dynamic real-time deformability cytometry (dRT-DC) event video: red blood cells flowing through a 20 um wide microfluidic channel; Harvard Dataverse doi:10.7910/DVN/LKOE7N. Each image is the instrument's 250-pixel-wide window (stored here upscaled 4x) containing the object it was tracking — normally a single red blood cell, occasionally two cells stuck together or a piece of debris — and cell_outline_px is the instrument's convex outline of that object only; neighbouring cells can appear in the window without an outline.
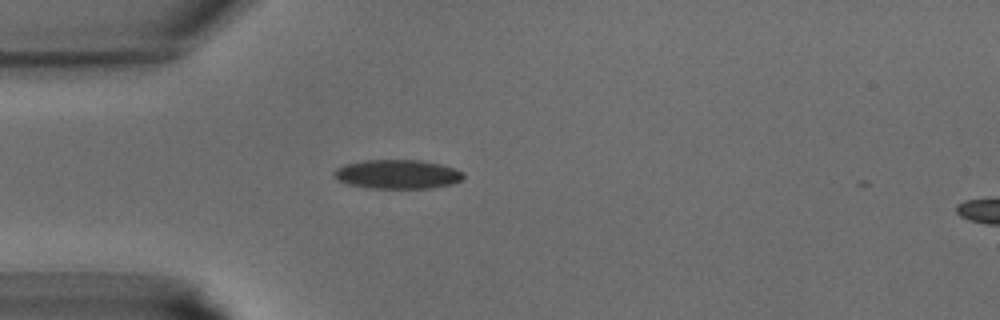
{"species": "common noctule bat (a hibernating species)", "species_latin": "Nyctalus noctula", "temperature_condition": "warm", "stored_images_in_passage": 31, "camera_frame_rate_fps": 3000, "um_per_image_px": 0.085, "animal": {"sex": "male", "body_mass_g": 15.6}, "frame": {"image": 1, "passage_image": 1, "time_ms": 0.0, "image_size_px": [1000, 320], "cell_outline_px": [[464, 180], [452, 184], [432, 188], [368, 188], [348, 184], [340, 180], [332, 172], [336, 168], [344, 164], [364, 160], [420, 160], [440, 164], [456, 168], [464, 172]], "centroid_in_image_um": [33.83, 14.81], "position_along_channel_um": 51.2, "area_um2": 22.08}}
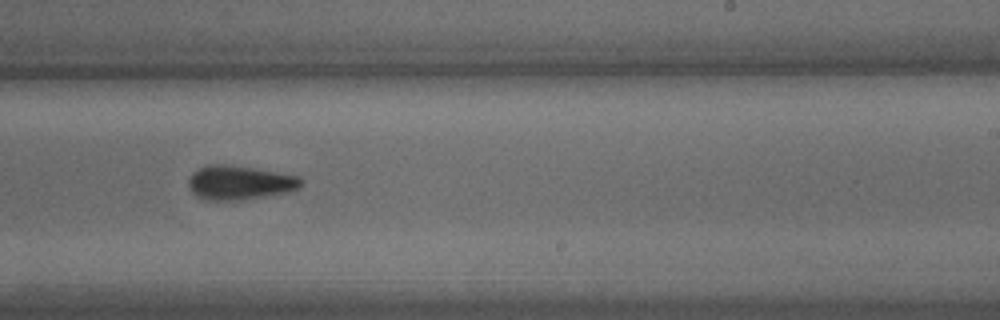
{"frame": {"image": 2, "passage_image": 15, "time_ms": 4.667, "image_size_px": [1000, 320], "cell_outline_px": [[304, 180], [296, 188], [284, 192], [236, 200], [208, 200], [192, 192], [188, 184], [188, 180], [192, 172], [196, 168], [208, 164], [224, 164], [252, 168], [300, 176]], "centroid_in_image_um": [20.3, 15.49], "position_along_channel_um": 268.7, "area_um2": 21.91}}
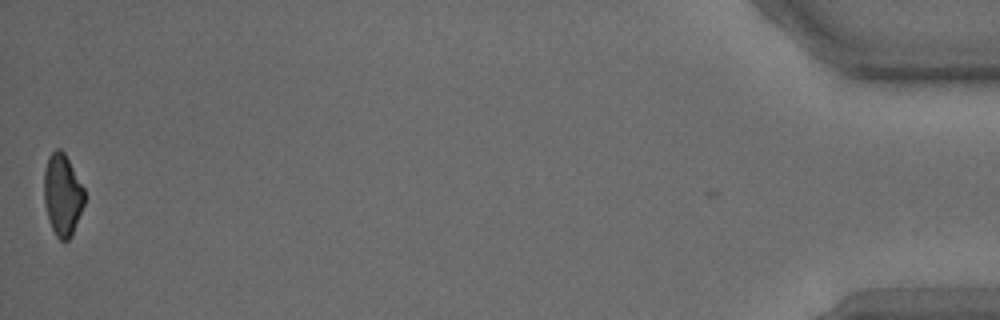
{"frame": {"image": 3, "passage_image": 31, "time_ms": 10.0, "image_size_px": [1000, 320], "cell_outline_px": [[84, 204], [72, 236], [64, 244], [56, 236], [48, 220], [44, 200], [44, 168], [48, 156], [56, 148], [60, 148], [64, 152], [84, 188]], "centroid_in_image_um": [5.3, 16.58], "position_along_channel_um": 429.9, "area_um2": 19.42}}